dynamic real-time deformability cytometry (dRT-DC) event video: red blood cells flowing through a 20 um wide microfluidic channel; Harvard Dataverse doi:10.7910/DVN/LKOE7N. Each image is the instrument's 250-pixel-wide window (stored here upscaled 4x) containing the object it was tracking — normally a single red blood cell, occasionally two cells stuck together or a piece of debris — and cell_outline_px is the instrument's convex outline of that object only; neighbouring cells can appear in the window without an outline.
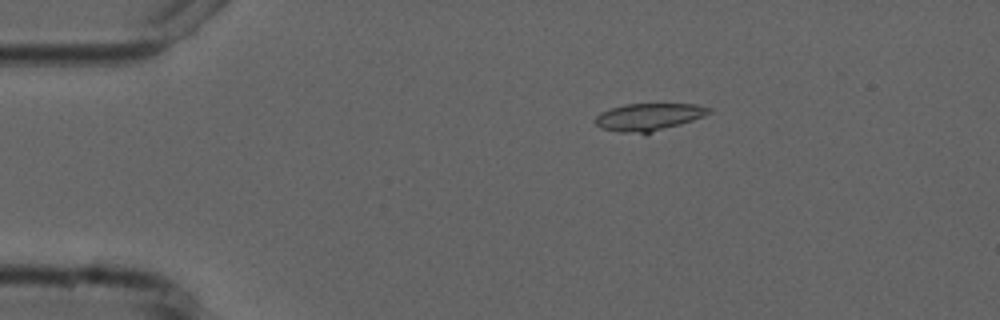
{"species": "common noctule bat (a hibernating species)", "species_latin": "Nyctalus noctula", "temperature_condition": "cold", "stored_images_in_passage": 4, "camera_frame_rate_fps": 3000, "um_per_image_px": 0.085, "animal": {"sex": "male", "forearm_length_mm": 52.5}, "frame": {"image": 1, "passage_image": 2, "time_ms": 1.333, "image_size_px": [1000, 320], "cell_outline_px": [[712, 112], [704, 116], [644, 136], [620, 132], [600, 128], [596, 124], [596, 116], [600, 112], [624, 104], [696, 104], [712, 108]], "centroid_in_image_um": [55.14, 9.97], "position_along_channel_um": 29.9, "area_um2": 18.5}}
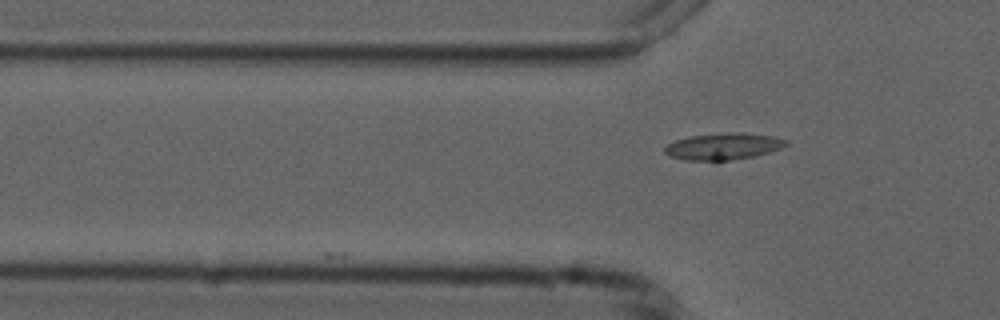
{"frame": {"image": 2, "passage_image": 4, "time_ms": 3.667, "image_size_px": [1000, 320], "cell_outline_px": [[788, 144], [780, 148], [756, 156], [728, 160], [684, 160], [668, 156], [664, 152], [664, 148], [668, 144], [676, 140], [692, 136], [732, 132], [740, 132], [772, 136], [788, 140]], "centroid_in_image_um": [61.48, 12.44], "position_along_channel_um": 64.3, "area_um2": 18.67}}